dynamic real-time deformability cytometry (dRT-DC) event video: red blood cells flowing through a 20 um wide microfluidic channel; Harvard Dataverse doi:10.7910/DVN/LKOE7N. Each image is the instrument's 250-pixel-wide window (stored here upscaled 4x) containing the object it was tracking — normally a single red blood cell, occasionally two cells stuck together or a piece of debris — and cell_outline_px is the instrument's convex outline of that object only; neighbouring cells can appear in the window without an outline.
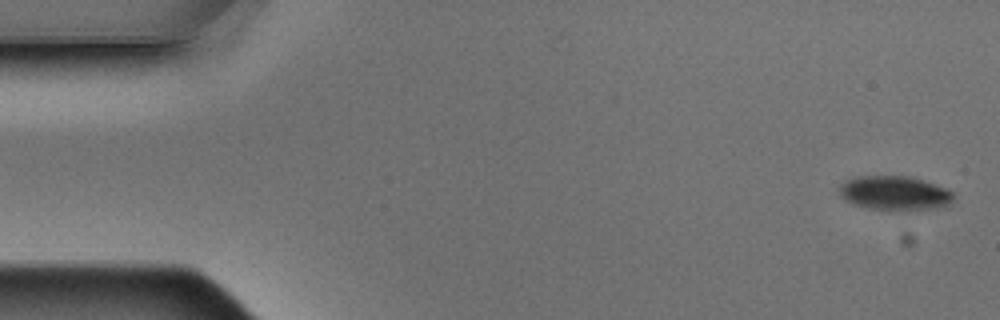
{"species": "Egyptian fruit bat (a non-hibernating species)", "species_latin": "Rousettus aegyptiacus", "temperature_condition": "warm", "stored_images_in_passage": 4, "camera_frame_rate_fps": 3000, "um_per_image_px": 0.085, "animal": {"sex": "male"}, "frame": {"image": 1, "passage_image": 1, "time_ms": 0.0, "image_size_px": [1000, 320], "cell_outline_px": [[952, 200], [948, 204], [932, 208], [868, 208], [852, 204], [844, 200], [840, 196], [840, 184], [844, 180], [856, 176], [908, 176], [944, 188], [952, 192]], "centroid_in_image_um": [75.93, 16.37], "position_along_channel_um": 9.1, "area_um2": 21.91}}
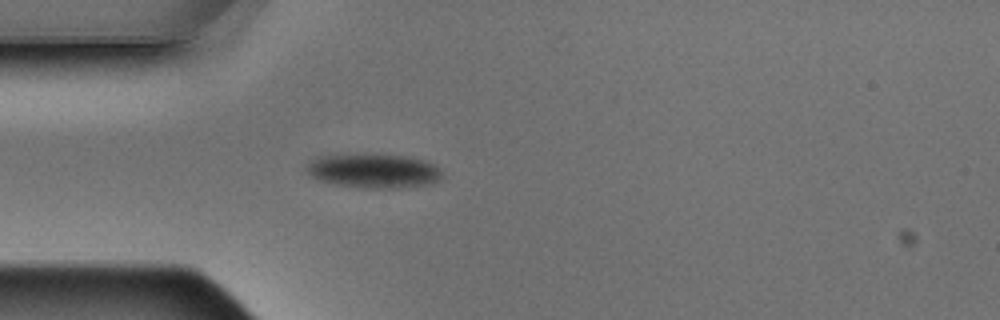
{"frame": {"image": 2, "passage_image": 4, "time_ms": 1.0, "image_size_px": [1000, 320], "cell_outline_px": [[440, 180], [428, 184], [392, 188], [372, 188], [336, 184], [320, 180], [312, 176], [308, 172], [308, 164], [316, 156], [376, 152], [404, 156], [424, 160], [432, 164], [440, 172]], "centroid_in_image_um": [31.73, 14.48], "position_along_channel_um": 53.3, "area_um2": 26.99}}